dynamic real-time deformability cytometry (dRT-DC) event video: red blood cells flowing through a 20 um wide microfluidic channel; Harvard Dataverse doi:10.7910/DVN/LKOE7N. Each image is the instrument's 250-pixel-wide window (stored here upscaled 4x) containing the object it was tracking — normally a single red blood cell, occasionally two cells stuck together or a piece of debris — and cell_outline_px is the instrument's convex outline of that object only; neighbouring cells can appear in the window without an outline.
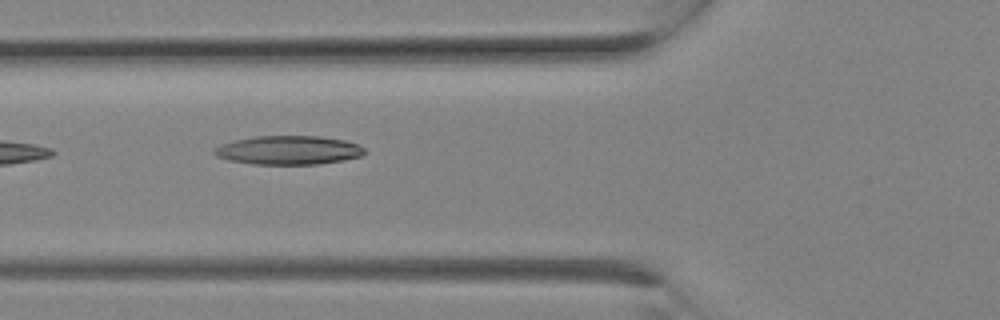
{"species": "Egyptian fruit bat (a non-hibernating species)", "species_latin": "Rousettus aegyptiacus", "temperature_condition": "room temperature", "stored_images_in_passage": 13, "camera_frame_rate_fps": 3000, "um_per_image_px": 0.085, "animal": {"sex": "female"}, "frame": {"image": 1, "passage_image": 8, "time_ms": 2.333, "image_size_px": [1000, 320], "cell_outline_px": [[364, 152], [360, 156], [344, 160], [320, 164], [252, 164], [228, 160], [216, 156], [212, 152], [220, 144], [236, 140], [256, 136], [320, 136], [344, 140], [360, 144], [364, 148]], "centroid_in_image_um": [24.53, 12.76], "position_along_channel_um": 101.3, "area_um2": 25.26}}
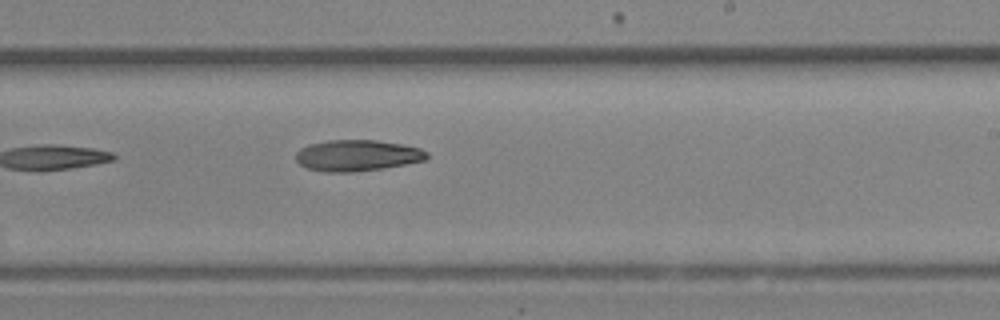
{"frame": {"image": 2, "passage_image": 13, "time_ms": 4.0, "image_size_px": [1000, 320], "cell_outline_px": [[428, 160], [384, 168], [352, 172], [324, 172], [308, 168], [300, 164], [296, 160], [296, 152], [300, 148], [308, 144], [328, 140], [376, 140], [400, 144], [420, 148], [428, 152]], "centroid_in_image_um": [30.37, 13.21], "position_along_channel_um": 258.6, "area_um2": 23.93}}